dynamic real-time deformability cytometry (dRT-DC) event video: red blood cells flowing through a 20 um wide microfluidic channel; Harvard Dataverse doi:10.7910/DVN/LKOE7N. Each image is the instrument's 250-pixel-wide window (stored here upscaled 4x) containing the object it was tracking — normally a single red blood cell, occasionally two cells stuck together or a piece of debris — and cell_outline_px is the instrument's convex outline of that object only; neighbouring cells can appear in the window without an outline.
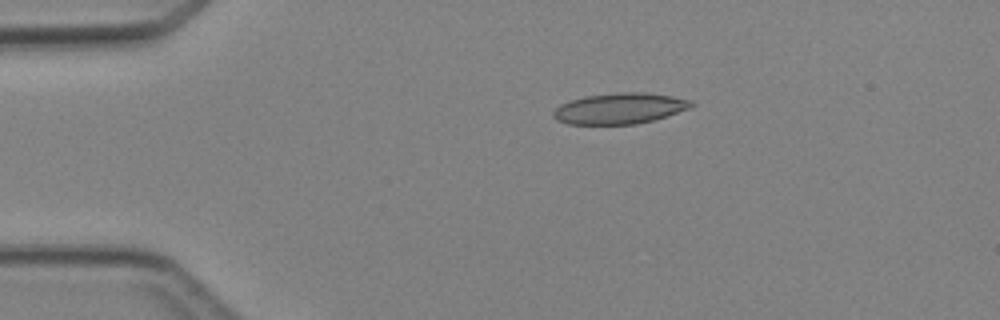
{"species": "Egyptian fruit bat (a non-hibernating species)", "species_latin": "Rousettus aegyptiacus", "temperature_condition": "cold", "stored_images_in_passage": 4, "camera_frame_rate_fps": 3000, "um_per_image_px": 0.085, "animal": {"sex": "female"}, "frame": {"image": 1, "passage_image": 3, "time_ms": 2.667, "image_size_px": [1000, 320], "cell_outline_px": [[692, 108], [652, 120], [636, 124], [568, 124], [556, 120], [552, 116], [552, 112], [560, 104], [584, 96], [620, 92], [644, 92], [672, 96], [692, 100]], "centroid_in_image_um": [52.66, 9.21], "position_along_channel_um": 32.3, "area_um2": 24.8}}